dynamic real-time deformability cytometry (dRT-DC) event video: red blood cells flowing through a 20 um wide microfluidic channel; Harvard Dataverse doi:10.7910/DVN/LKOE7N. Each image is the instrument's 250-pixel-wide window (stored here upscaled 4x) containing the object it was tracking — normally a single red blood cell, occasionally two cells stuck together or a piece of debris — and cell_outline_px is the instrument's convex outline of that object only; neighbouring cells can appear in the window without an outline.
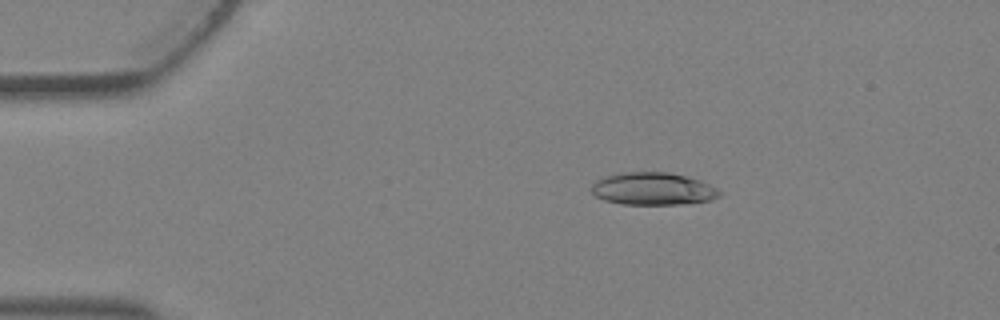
{"species": "Egyptian fruit bat (a non-hibernating species)", "species_latin": "Rousettus aegyptiacus", "temperature_condition": "warm", "stored_images_in_passage": 4, "camera_frame_rate_fps": 3000, "um_per_image_px": 0.085, "animal": {"sex": "female"}, "frame": {"image": 1, "passage_image": 3, "time_ms": 0.667, "image_size_px": [1000, 320], "cell_outline_px": [[724, 192], [720, 196], [712, 200], [680, 204], [620, 204], [604, 200], [596, 196], [592, 192], [592, 184], [596, 180], [604, 176], [624, 172], [668, 172], [700, 180]], "centroid_in_image_um": [55.51, 16.05], "position_along_channel_um": 29.5, "area_um2": 24.28}}